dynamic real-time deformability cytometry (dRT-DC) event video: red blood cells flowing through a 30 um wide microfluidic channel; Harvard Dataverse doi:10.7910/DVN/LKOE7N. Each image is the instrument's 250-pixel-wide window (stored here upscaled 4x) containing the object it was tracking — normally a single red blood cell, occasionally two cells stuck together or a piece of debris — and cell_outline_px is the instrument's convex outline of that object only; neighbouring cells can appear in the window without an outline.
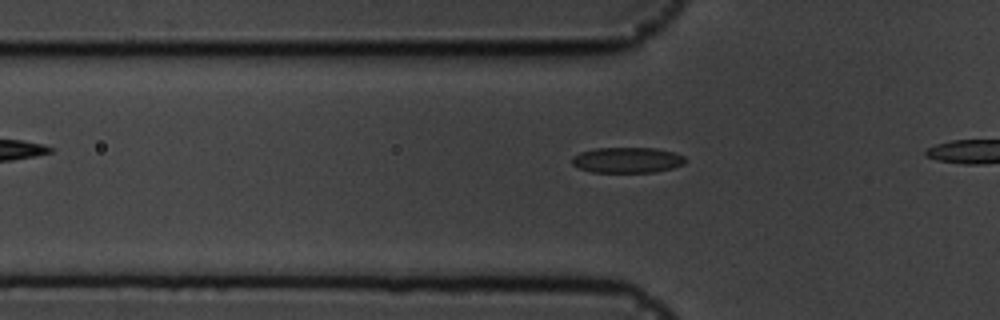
{"species": "common noctule bat (a hibernating species)", "species_latin": "Nyctalus noctula", "temperature_condition": "cold", "stored_images_in_passage": 14, "camera_frame_rate_fps": 3000, "um_per_image_px": 0.085, "animal": {"sex": "male", "body_mass_g": 19.5, "forearm_length_mm": 54.6}, "frame": {"image": 1, "passage_image": 4, "time_ms": 1.0, "image_size_px": [1000, 320], "cell_outline_px": [[688, 160], [684, 164], [672, 168], [656, 172], [592, 172], [580, 168], [572, 164], [572, 156], [580, 152], [596, 148], [656, 148], [676, 152], [684, 156]], "centroid_in_image_um": [53.36, 13.6], "position_along_channel_um": 72.4, "area_um2": 17.05}}
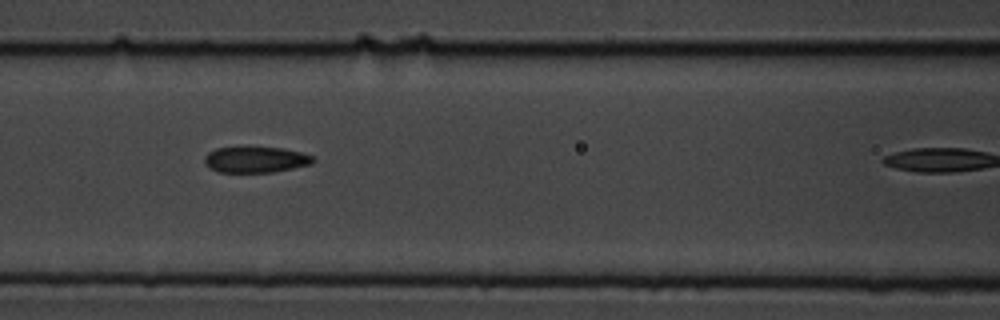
{"frame": {"image": 2, "passage_image": 10, "time_ms": 3.0, "image_size_px": [1000, 320], "cell_outline_px": [[316, 160], [312, 164], [272, 172], [220, 172], [208, 168], [204, 160], [204, 156], [208, 152], [216, 148], [240, 144], [284, 148], [300, 152], [312, 156]], "centroid_in_image_um": [21.68, 13.51], "position_along_channel_um": 144.9, "area_um2": 17.22}}
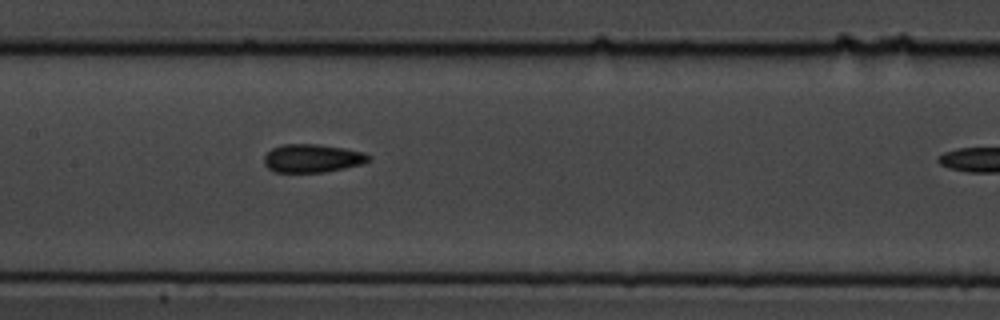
{"frame": {"image": 3, "passage_image": 13, "time_ms": 4.0, "image_size_px": [1000, 320], "cell_outline_px": [[372, 160], [364, 164], [324, 172], [272, 172], [264, 164], [264, 156], [272, 148], [284, 144], [316, 144], [344, 148], [364, 152], [372, 156]], "centroid_in_image_um": [26.58, 13.46], "position_along_channel_um": 180.8, "area_um2": 17.4}}